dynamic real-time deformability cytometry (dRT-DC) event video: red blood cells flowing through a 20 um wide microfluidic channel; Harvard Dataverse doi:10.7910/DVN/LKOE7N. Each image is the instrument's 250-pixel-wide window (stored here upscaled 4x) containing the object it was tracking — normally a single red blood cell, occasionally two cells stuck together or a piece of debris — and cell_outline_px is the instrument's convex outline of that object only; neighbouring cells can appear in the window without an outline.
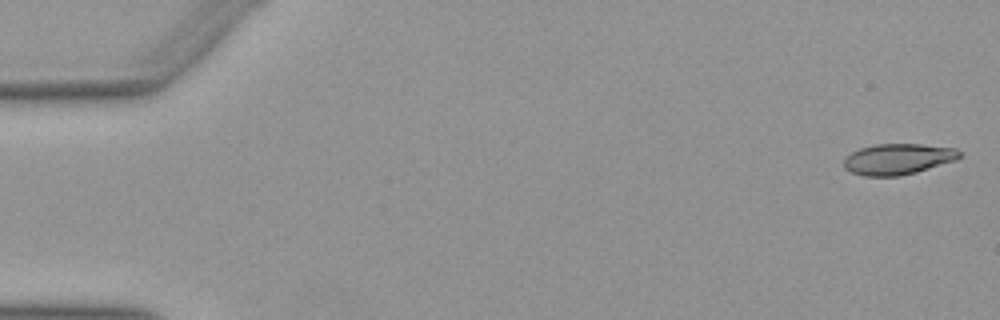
{"species": "Egyptian fruit bat (a non-hibernating species)", "species_latin": "Rousettus aegyptiacus", "temperature_condition": "warm", "stored_images_in_passage": 12, "camera_frame_rate_fps": 3000, "um_per_image_px": 0.085, "animal": {"sex": "female"}, "frame": {"image": 1, "passage_image": 1, "time_ms": 0.0, "image_size_px": [1000, 320], "cell_outline_px": [[960, 156], [956, 160], [916, 172], [900, 176], [864, 176], [852, 172], [844, 168], [844, 160], [852, 152], [860, 148], [876, 144], [920, 144], [956, 148], [960, 152]], "centroid_in_image_um": [76.33, 13.52], "position_along_channel_um": 8.7, "area_um2": 20.69}}